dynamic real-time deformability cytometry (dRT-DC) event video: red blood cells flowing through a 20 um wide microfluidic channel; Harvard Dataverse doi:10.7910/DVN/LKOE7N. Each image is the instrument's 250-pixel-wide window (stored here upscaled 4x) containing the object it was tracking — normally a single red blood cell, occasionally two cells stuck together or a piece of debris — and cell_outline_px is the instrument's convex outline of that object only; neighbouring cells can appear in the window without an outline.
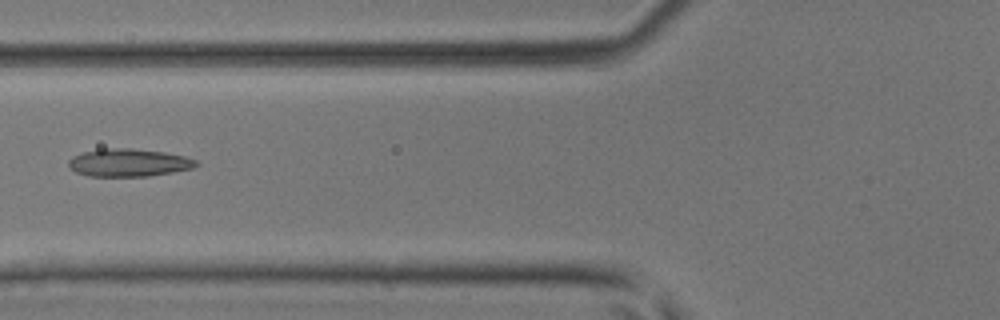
{"species": "common noctule bat (a hibernating species)", "species_latin": "Nyctalus noctula", "temperature_condition": "room temperature", "stored_images_in_passage": 46, "camera_frame_rate_fps": 3000, "um_per_image_px": 0.085, "animal": {"sex": "male", "body_mass_g": 17.9, "forearm_length_mm": 54.2}, "frame": {"image": 1, "passage_image": 19, "time_ms": 6.0, "image_size_px": [1000, 320], "cell_outline_px": [[200, 164], [192, 168], [172, 172], [148, 176], [88, 176], [76, 172], [68, 168], [68, 160], [72, 156], [84, 152], [100, 148], [132, 148], [164, 152], [184, 156], [196, 160]], "centroid_in_image_um": [10.9, 13.82], "position_along_channel_um": 114.9, "area_um2": 20.75}}
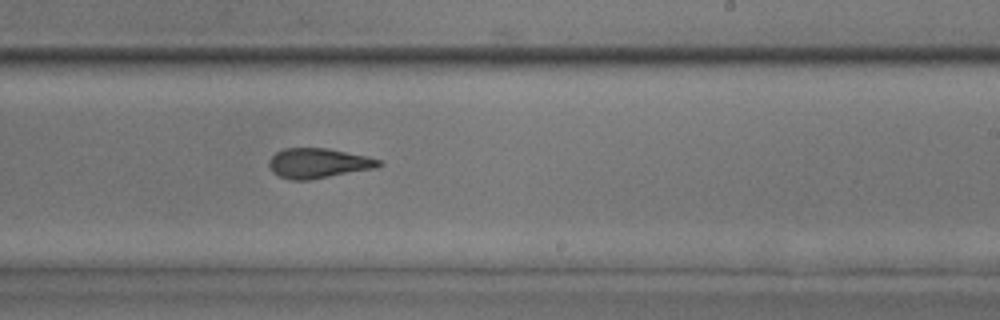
{"frame": {"image": 2, "passage_image": 29, "time_ms": 9.333, "image_size_px": [1000, 320], "cell_outline_px": [[384, 164], [376, 168], [308, 180], [288, 180], [272, 172], [268, 164], [268, 160], [276, 152], [284, 148], [328, 148], [368, 156], [380, 160]], "centroid_in_image_um": [27.05, 13.87], "position_along_channel_um": 262.0, "area_um2": 19.25}}
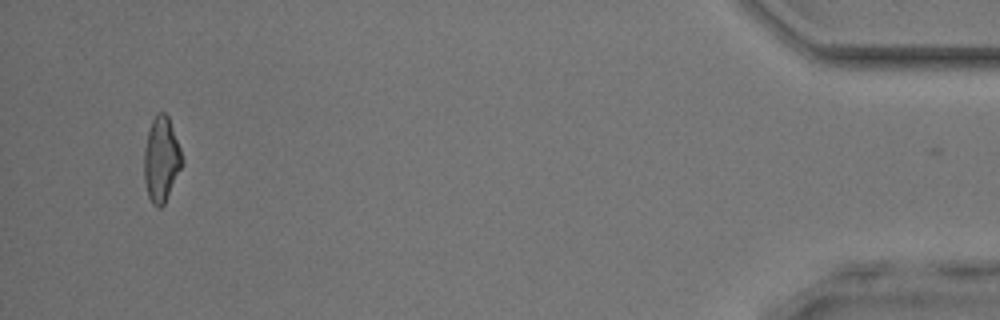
{"frame": {"image": 3, "passage_image": 45, "time_ms": 14.667, "image_size_px": [1000, 320], "cell_outline_px": [[184, 164], [164, 204], [160, 208], [156, 208], [152, 204], [148, 196], [144, 180], [144, 148], [148, 132], [152, 120], [156, 112], [164, 112], [168, 116], [180, 148], [184, 160]], "centroid_in_image_um": [13.72, 13.57], "position_along_channel_um": 421.5, "area_um2": 19.02}}